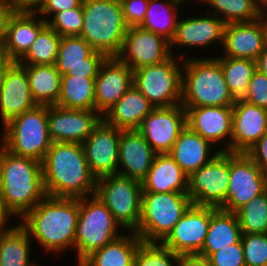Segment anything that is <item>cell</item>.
<instances>
[{
  "instance_id": "f546056e",
  "label": "cell",
  "mask_w": 267,
  "mask_h": 266,
  "mask_svg": "<svg viewBox=\"0 0 267 266\" xmlns=\"http://www.w3.org/2000/svg\"><path fill=\"white\" fill-rule=\"evenodd\" d=\"M241 228L235 213L211 207V220L202 250L197 254L207 258L224 246L237 243L241 239Z\"/></svg>"
},
{
  "instance_id": "9f6ffc18",
  "label": "cell",
  "mask_w": 267,
  "mask_h": 266,
  "mask_svg": "<svg viewBox=\"0 0 267 266\" xmlns=\"http://www.w3.org/2000/svg\"><path fill=\"white\" fill-rule=\"evenodd\" d=\"M264 30H265V43L267 48V25H264Z\"/></svg>"
},
{
  "instance_id": "9a60e30c",
  "label": "cell",
  "mask_w": 267,
  "mask_h": 266,
  "mask_svg": "<svg viewBox=\"0 0 267 266\" xmlns=\"http://www.w3.org/2000/svg\"><path fill=\"white\" fill-rule=\"evenodd\" d=\"M171 56L169 42L163 37L140 26L128 27L122 48L116 56L133 71L159 64Z\"/></svg>"
},
{
  "instance_id": "ab89813d",
  "label": "cell",
  "mask_w": 267,
  "mask_h": 266,
  "mask_svg": "<svg viewBox=\"0 0 267 266\" xmlns=\"http://www.w3.org/2000/svg\"><path fill=\"white\" fill-rule=\"evenodd\" d=\"M179 255L160 242L142 241L134 258V266H177Z\"/></svg>"
},
{
  "instance_id": "f1b7e54d",
  "label": "cell",
  "mask_w": 267,
  "mask_h": 266,
  "mask_svg": "<svg viewBox=\"0 0 267 266\" xmlns=\"http://www.w3.org/2000/svg\"><path fill=\"white\" fill-rule=\"evenodd\" d=\"M154 109L153 104L132 85L103 119L120 130H138L143 119Z\"/></svg>"
},
{
  "instance_id": "8fae6325",
  "label": "cell",
  "mask_w": 267,
  "mask_h": 266,
  "mask_svg": "<svg viewBox=\"0 0 267 266\" xmlns=\"http://www.w3.org/2000/svg\"><path fill=\"white\" fill-rule=\"evenodd\" d=\"M229 186V152L219 151L206 165L188 177V195L193 205L220 208Z\"/></svg>"
},
{
  "instance_id": "2e32d148",
  "label": "cell",
  "mask_w": 267,
  "mask_h": 266,
  "mask_svg": "<svg viewBox=\"0 0 267 266\" xmlns=\"http://www.w3.org/2000/svg\"><path fill=\"white\" fill-rule=\"evenodd\" d=\"M121 131L102 119L82 143L90 172L96 178L118 174Z\"/></svg>"
},
{
  "instance_id": "11a10c76",
  "label": "cell",
  "mask_w": 267,
  "mask_h": 266,
  "mask_svg": "<svg viewBox=\"0 0 267 266\" xmlns=\"http://www.w3.org/2000/svg\"><path fill=\"white\" fill-rule=\"evenodd\" d=\"M259 18L263 25H267V0H263L259 7Z\"/></svg>"
},
{
  "instance_id": "d6a6232c",
  "label": "cell",
  "mask_w": 267,
  "mask_h": 266,
  "mask_svg": "<svg viewBox=\"0 0 267 266\" xmlns=\"http://www.w3.org/2000/svg\"><path fill=\"white\" fill-rule=\"evenodd\" d=\"M28 77L32 97L37 105H56L62 75L56 65H22Z\"/></svg>"
},
{
  "instance_id": "6da1fadb",
  "label": "cell",
  "mask_w": 267,
  "mask_h": 266,
  "mask_svg": "<svg viewBox=\"0 0 267 266\" xmlns=\"http://www.w3.org/2000/svg\"><path fill=\"white\" fill-rule=\"evenodd\" d=\"M79 198L46 195L19 222L46 253H63L75 247Z\"/></svg>"
},
{
  "instance_id": "30bf717a",
  "label": "cell",
  "mask_w": 267,
  "mask_h": 266,
  "mask_svg": "<svg viewBox=\"0 0 267 266\" xmlns=\"http://www.w3.org/2000/svg\"><path fill=\"white\" fill-rule=\"evenodd\" d=\"M142 183L121 175L97 178L95 195L111 211L122 229L135 232L141 217Z\"/></svg>"
},
{
  "instance_id": "7402d4cb",
  "label": "cell",
  "mask_w": 267,
  "mask_h": 266,
  "mask_svg": "<svg viewBox=\"0 0 267 266\" xmlns=\"http://www.w3.org/2000/svg\"><path fill=\"white\" fill-rule=\"evenodd\" d=\"M47 22L36 12H14L8 15L5 38L0 53L18 62L30 49Z\"/></svg>"
},
{
  "instance_id": "db71d44e",
  "label": "cell",
  "mask_w": 267,
  "mask_h": 266,
  "mask_svg": "<svg viewBox=\"0 0 267 266\" xmlns=\"http://www.w3.org/2000/svg\"><path fill=\"white\" fill-rule=\"evenodd\" d=\"M257 70H259L264 75H267V48L260 53L256 60Z\"/></svg>"
},
{
  "instance_id": "8992f818",
  "label": "cell",
  "mask_w": 267,
  "mask_h": 266,
  "mask_svg": "<svg viewBox=\"0 0 267 266\" xmlns=\"http://www.w3.org/2000/svg\"><path fill=\"white\" fill-rule=\"evenodd\" d=\"M48 106L37 105L3 126L0 144L11 153L43 162L52 144L48 129Z\"/></svg>"
},
{
  "instance_id": "d590c367",
  "label": "cell",
  "mask_w": 267,
  "mask_h": 266,
  "mask_svg": "<svg viewBox=\"0 0 267 266\" xmlns=\"http://www.w3.org/2000/svg\"><path fill=\"white\" fill-rule=\"evenodd\" d=\"M215 58L219 61L228 90L234 100L243 99L257 69L256 61L225 56Z\"/></svg>"
},
{
  "instance_id": "b9f144b4",
  "label": "cell",
  "mask_w": 267,
  "mask_h": 266,
  "mask_svg": "<svg viewBox=\"0 0 267 266\" xmlns=\"http://www.w3.org/2000/svg\"><path fill=\"white\" fill-rule=\"evenodd\" d=\"M245 266H267V233L242 234Z\"/></svg>"
},
{
  "instance_id": "1f68e13d",
  "label": "cell",
  "mask_w": 267,
  "mask_h": 266,
  "mask_svg": "<svg viewBox=\"0 0 267 266\" xmlns=\"http://www.w3.org/2000/svg\"><path fill=\"white\" fill-rule=\"evenodd\" d=\"M186 2L188 4L189 0H149L144 20L139 26L170 43L179 21L178 9Z\"/></svg>"
},
{
  "instance_id": "f35d334b",
  "label": "cell",
  "mask_w": 267,
  "mask_h": 266,
  "mask_svg": "<svg viewBox=\"0 0 267 266\" xmlns=\"http://www.w3.org/2000/svg\"><path fill=\"white\" fill-rule=\"evenodd\" d=\"M234 213L242 234L267 233V194L265 191Z\"/></svg>"
},
{
  "instance_id": "f6af8a7d",
  "label": "cell",
  "mask_w": 267,
  "mask_h": 266,
  "mask_svg": "<svg viewBox=\"0 0 267 266\" xmlns=\"http://www.w3.org/2000/svg\"><path fill=\"white\" fill-rule=\"evenodd\" d=\"M128 27L139 26L145 17L149 0H119Z\"/></svg>"
},
{
  "instance_id": "681fc988",
  "label": "cell",
  "mask_w": 267,
  "mask_h": 266,
  "mask_svg": "<svg viewBox=\"0 0 267 266\" xmlns=\"http://www.w3.org/2000/svg\"><path fill=\"white\" fill-rule=\"evenodd\" d=\"M177 266H210L207 259L198 255H179Z\"/></svg>"
},
{
  "instance_id": "4dcf8cb0",
  "label": "cell",
  "mask_w": 267,
  "mask_h": 266,
  "mask_svg": "<svg viewBox=\"0 0 267 266\" xmlns=\"http://www.w3.org/2000/svg\"><path fill=\"white\" fill-rule=\"evenodd\" d=\"M123 235L93 251L78 266H134L141 238L135 232Z\"/></svg>"
},
{
  "instance_id": "836d02e7",
  "label": "cell",
  "mask_w": 267,
  "mask_h": 266,
  "mask_svg": "<svg viewBox=\"0 0 267 266\" xmlns=\"http://www.w3.org/2000/svg\"><path fill=\"white\" fill-rule=\"evenodd\" d=\"M95 79L62 75L57 106L95 111Z\"/></svg>"
},
{
  "instance_id": "ffe728a7",
  "label": "cell",
  "mask_w": 267,
  "mask_h": 266,
  "mask_svg": "<svg viewBox=\"0 0 267 266\" xmlns=\"http://www.w3.org/2000/svg\"><path fill=\"white\" fill-rule=\"evenodd\" d=\"M133 85V70L117 57H107L95 79V111L102 117Z\"/></svg>"
},
{
  "instance_id": "5b68a950",
  "label": "cell",
  "mask_w": 267,
  "mask_h": 266,
  "mask_svg": "<svg viewBox=\"0 0 267 266\" xmlns=\"http://www.w3.org/2000/svg\"><path fill=\"white\" fill-rule=\"evenodd\" d=\"M84 38L96 51L107 57H116L125 38L128 26L123 19L119 0H83Z\"/></svg>"
},
{
  "instance_id": "f907efd6",
  "label": "cell",
  "mask_w": 267,
  "mask_h": 266,
  "mask_svg": "<svg viewBox=\"0 0 267 266\" xmlns=\"http://www.w3.org/2000/svg\"><path fill=\"white\" fill-rule=\"evenodd\" d=\"M15 215L6 207L5 202L0 197V233L11 230L15 225L12 227H8V220L12 219Z\"/></svg>"
},
{
  "instance_id": "ac0fdd59",
  "label": "cell",
  "mask_w": 267,
  "mask_h": 266,
  "mask_svg": "<svg viewBox=\"0 0 267 266\" xmlns=\"http://www.w3.org/2000/svg\"><path fill=\"white\" fill-rule=\"evenodd\" d=\"M107 56L96 51L80 36L61 37L56 68L61 75H77L96 78Z\"/></svg>"
},
{
  "instance_id": "3957f363",
  "label": "cell",
  "mask_w": 267,
  "mask_h": 266,
  "mask_svg": "<svg viewBox=\"0 0 267 266\" xmlns=\"http://www.w3.org/2000/svg\"><path fill=\"white\" fill-rule=\"evenodd\" d=\"M46 195L42 163L15 155L0 144V197L14 218L21 219Z\"/></svg>"
},
{
  "instance_id": "7a4b0ae2",
  "label": "cell",
  "mask_w": 267,
  "mask_h": 266,
  "mask_svg": "<svg viewBox=\"0 0 267 266\" xmlns=\"http://www.w3.org/2000/svg\"><path fill=\"white\" fill-rule=\"evenodd\" d=\"M42 172L48 196L95 195L97 178L90 172L81 143L52 142L42 162Z\"/></svg>"
},
{
  "instance_id": "7c38bea8",
  "label": "cell",
  "mask_w": 267,
  "mask_h": 266,
  "mask_svg": "<svg viewBox=\"0 0 267 266\" xmlns=\"http://www.w3.org/2000/svg\"><path fill=\"white\" fill-rule=\"evenodd\" d=\"M266 179L262 169L246 153L229 152V186L219 209L234 213L265 191Z\"/></svg>"
},
{
  "instance_id": "e0dca14e",
  "label": "cell",
  "mask_w": 267,
  "mask_h": 266,
  "mask_svg": "<svg viewBox=\"0 0 267 266\" xmlns=\"http://www.w3.org/2000/svg\"><path fill=\"white\" fill-rule=\"evenodd\" d=\"M48 129L52 142L83 143L103 117L96 111L48 106Z\"/></svg>"
},
{
  "instance_id": "4fadbf2b",
  "label": "cell",
  "mask_w": 267,
  "mask_h": 266,
  "mask_svg": "<svg viewBox=\"0 0 267 266\" xmlns=\"http://www.w3.org/2000/svg\"><path fill=\"white\" fill-rule=\"evenodd\" d=\"M186 127V110L178 104L155 108L143 119L138 131L156 154H166Z\"/></svg>"
},
{
  "instance_id": "74e56055",
  "label": "cell",
  "mask_w": 267,
  "mask_h": 266,
  "mask_svg": "<svg viewBox=\"0 0 267 266\" xmlns=\"http://www.w3.org/2000/svg\"><path fill=\"white\" fill-rule=\"evenodd\" d=\"M61 36L48 25L39 33L20 65H55Z\"/></svg>"
},
{
  "instance_id": "c3c4849f",
  "label": "cell",
  "mask_w": 267,
  "mask_h": 266,
  "mask_svg": "<svg viewBox=\"0 0 267 266\" xmlns=\"http://www.w3.org/2000/svg\"><path fill=\"white\" fill-rule=\"evenodd\" d=\"M45 0H4L11 11L37 12Z\"/></svg>"
},
{
  "instance_id": "60d3db41",
  "label": "cell",
  "mask_w": 267,
  "mask_h": 266,
  "mask_svg": "<svg viewBox=\"0 0 267 266\" xmlns=\"http://www.w3.org/2000/svg\"><path fill=\"white\" fill-rule=\"evenodd\" d=\"M48 19L47 25L63 36H80L83 28L82 7L67 9L54 14Z\"/></svg>"
},
{
  "instance_id": "680465c9",
  "label": "cell",
  "mask_w": 267,
  "mask_h": 266,
  "mask_svg": "<svg viewBox=\"0 0 267 266\" xmlns=\"http://www.w3.org/2000/svg\"><path fill=\"white\" fill-rule=\"evenodd\" d=\"M4 3V0H0V6Z\"/></svg>"
},
{
  "instance_id": "cb8c5ba5",
  "label": "cell",
  "mask_w": 267,
  "mask_h": 266,
  "mask_svg": "<svg viewBox=\"0 0 267 266\" xmlns=\"http://www.w3.org/2000/svg\"><path fill=\"white\" fill-rule=\"evenodd\" d=\"M265 30L260 18L251 22L229 23L225 25L223 54L218 56L257 60L265 49Z\"/></svg>"
},
{
  "instance_id": "e575fe53",
  "label": "cell",
  "mask_w": 267,
  "mask_h": 266,
  "mask_svg": "<svg viewBox=\"0 0 267 266\" xmlns=\"http://www.w3.org/2000/svg\"><path fill=\"white\" fill-rule=\"evenodd\" d=\"M31 238L28 231L17 223L11 230L0 233V266H39L32 263Z\"/></svg>"
},
{
  "instance_id": "ba28073f",
  "label": "cell",
  "mask_w": 267,
  "mask_h": 266,
  "mask_svg": "<svg viewBox=\"0 0 267 266\" xmlns=\"http://www.w3.org/2000/svg\"><path fill=\"white\" fill-rule=\"evenodd\" d=\"M192 205L188 193L142 192L141 217L135 233L144 242H161Z\"/></svg>"
},
{
  "instance_id": "52a82bcc",
  "label": "cell",
  "mask_w": 267,
  "mask_h": 266,
  "mask_svg": "<svg viewBox=\"0 0 267 266\" xmlns=\"http://www.w3.org/2000/svg\"><path fill=\"white\" fill-rule=\"evenodd\" d=\"M119 228L121 225L96 195L79 198L74 247L77 266L93 251L122 236Z\"/></svg>"
},
{
  "instance_id": "6f0895ef",
  "label": "cell",
  "mask_w": 267,
  "mask_h": 266,
  "mask_svg": "<svg viewBox=\"0 0 267 266\" xmlns=\"http://www.w3.org/2000/svg\"><path fill=\"white\" fill-rule=\"evenodd\" d=\"M265 192L267 194V179H266V182H265Z\"/></svg>"
},
{
  "instance_id": "7dc6e473",
  "label": "cell",
  "mask_w": 267,
  "mask_h": 266,
  "mask_svg": "<svg viewBox=\"0 0 267 266\" xmlns=\"http://www.w3.org/2000/svg\"><path fill=\"white\" fill-rule=\"evenodd\" d=\"M246 154L262 169L267 176V132Z\"/></svg>"
},
{
  "instance_id": "7bdbcfd3",
  "label": "cell",
  "mask_w": 267,
  "mask_h": 266,
  "mask_svg": "<svg viewBox=\"0 0 267 266\" xmlns=\"http://www.w3.org/2000/svg\"><path fill=\"white\" fill-rule=\"evenodd\" d=\"M206 259L210 266H245L241 239L235 244L224 246Z\"/></svg>"
},
{
  "instance_id": "8d00e7d4",
  "label": "cell",
  "mask_w": 267,
  "mask_h": 266,
  "mask_svg": "<svg viewBox=\"0 0 267 266\" xmlns=\"http://www.w3.org/2000/svg\"><path fill=\"white\" fill-rule=\"evenodd\" d=\"M212 8V14L225 24L251 22L259 18L257 0H198ZM214 9V10H213Z\"/></svg>"
},
{
  "instance_id": "d6986e66",
  "label": "cell",
  "mask_w": 267,
  "mask_h": 266,
  "mask_svg": "<svg viewBox=\"0 0 267 266\" xmlns=\"http://www.w3.org/2000/svg\"><path fill=\"white\" fill-rule=\"evenodd\" d=\"M187 127L212 145L225 141L219 151L231 152L233 106L184 108ZM224 139V140H223ZM214 143V144H213Z\"/></svg>"
},
{
  "instance_id": "4316f807",
  "label": "cell",
  "mask_w": 267,
  "mask_h": 266,
  "mask_svg": "<svg viewBox=\"0 0 267 266\" xmlns=\"http://www.w3.org/2000/svg\"><path fill=\"white\" fill-rule=\"evenodd\" d=\"M188 175L168 154H157L147 176L141 181L143 192L188 193Z\"/></svg>"
},
{
  "instance_id": "bcb514c9",
  "label": "cell",
  "mask_w": 267,
  "mask_h": 266,
  "mask_svg": "<svg viewBox=\"0 0 267 266\" xmlns=\"http://www.w3.org/2000/svg\"><path fill=\"white\" fill-rule=\"evenodd\" d=\"M83 0H45L42 6L36 12L39 16L47 22L48 15L53 16L58 12H62L67 9H74L82 7Z\"/></svg>"
},
{
  "instance_id": "83f0119b",
  "label": "cell",
  "mask_w": 267,
  "mask_h": 266,
  "mask_svg": "<svg viewBox=\"0 0 267 266\" xmlns=\"http://www.w3.org/2000/svg\"><path fill=\"white\" fill-rule=\"evenodd\" d=\"M212 146L208 140L186 127L168 154L190 176L218 154L219 150L214 151Z\"/></svg>"
},
{
  "instance_id": "9c48e42d",
  "label": "cell",
  "mask_w": 267,
  "mask_h": 266,
  "mask_svg": "<svg viewBox=\"0 0 267 266\" xmlns=\"http://www.w3.org/2000/svg\"><path fill=\"white\" fill-rule=\"evenodd\" d=\"M179 56L171 55L162 63L143 66L133 71V85L155 108L181 104V66L185 55Z\"/></svg>"
},
{
  "instance_id": "d4e9b609",
  "label": "cell",
  "mask_w": 267,
  "mask_h": 266,
  "mask_svg": "<svg viewBox=\"0 0 267 266\" xmlns=\"http://www.w3.org/2000/svg\"><path fill=\"white\" fill-rule=\"evenodd\" d=\"M179 18L173 39L169 43L171 55H175L174 47H196L201 49L215 42L223 44L225 23L217 16H200ZM173 48V49H172Z\"/></svg>"
},
{
  "instance_id": "277c9868",
  "label": "cell",
  "mask_w": 267,
  "mask_h": 266,
  "mask_svg": "<svg viewBox=\"0 0 267 266\" xmlns=\"http://www.w3.org/2000/svg\"><path fill=\"white\" fill-rule=\"evenodd\" d=\"M184 58L181 98L183 108L234 105L235 100L215 57Z\"/></svg>"
},
{
  "instance_id": "ee69618b",
  "label": "cell",
  "mask_w": 267,
  "mask_h": 266,
  "mask_svg": "<svg viewBox=\"0 0 267 266\" xmlns=\"http://www.w3.org/2000/svg\"><path fill=\"white\" fill-rule=\"evenodd\" d=\"M243 100L267 109V75L256 69Z\"/></svg>"
},
{
  "instance_id": "816d5d0a",
  "label": "cell",
  "mask_w": 267,
  "mask_h": 266,
  "mask_svg": "<svg viewBox=\"0 0 267 266\" xmlns=\"http://www.w3.org/2000/svg\"><path fill=\"white\" fill-rule=\"evenodd\" d=\"M11 13V9L9 6L4 2L0 6V51L4 42L5 38V24L8 15Z\"/></svg>"
},
{
  "instance_id": "484cf974",
  "label": "cell",
  "mask_w": 267,
  "mask_h": 266,
  "mask_svg": "<svg viewBox=\"0 0 267 266\" xmlns=\"http://www.w3.org/2000/svg\"><path fill=\"white\" fill-rule=\"evenodd\" d=\"M156 155L138 130L121 131L119 174L142 181L147 176Z\"/></svg>"
},
{
  "instance_id": "5bb4252c",
  "label": "cell",
  "mask_w": 267,
  "mask_h": 266,
  "mask_svg": "<svg viewBox=\"0 0 267 266\" xmlns=\"http://www.w3.org/2000/svg\"><path fill=\"white\" fill-rule=\"evenodd\" d=\"M211 207L192 205L160 242L178 255H197L204 245Z\"/></svg>"
},
{
  "instance_id": "44dd1931",
  "label": "cell",
  "mask_w": 267,
  "mask_h": 266,
  "mask_svg": "<svg viewBox=\"0 0 267 266\" xmlns=\"http://www.w3.org/2000/svg\"><path fill=\"white\" fill-rule=\"evenodd\" d=\"M232 124L231 153H246L267 132V109L235 100Z\"/></svg>"
},
{
  "instance_id": "f5cc1de1",
  "label": "cell",
  "mask_w": 267,
  "mask_h": 266,
  "mask_svg": "<svg viewBox=\"0 0 267 266\" xmlns=\"http://www.w3.org/2000/svg\"><path fill=\"white\" fill-rule=\"evenodd\" d=\"M14 63L0 53V89L2 87L7 69Z\"/></svg>"
},
{
  "instance_id": "603a6c76",
  "label": "cell",
  "mask_w": 267,
  "mask_h": 266,
  "mask_svg": "<svg viewBox=\"0 0 267 266\" xmlns=\"http://www.w3.org/2000/svg\"><path fill=\"white\" fill-rule=\"evenodd\" d=\"M36 106L25 68L18 62H14L7 69L0 89V119L2 126Z\"/></svg>"
}]
</instances>
